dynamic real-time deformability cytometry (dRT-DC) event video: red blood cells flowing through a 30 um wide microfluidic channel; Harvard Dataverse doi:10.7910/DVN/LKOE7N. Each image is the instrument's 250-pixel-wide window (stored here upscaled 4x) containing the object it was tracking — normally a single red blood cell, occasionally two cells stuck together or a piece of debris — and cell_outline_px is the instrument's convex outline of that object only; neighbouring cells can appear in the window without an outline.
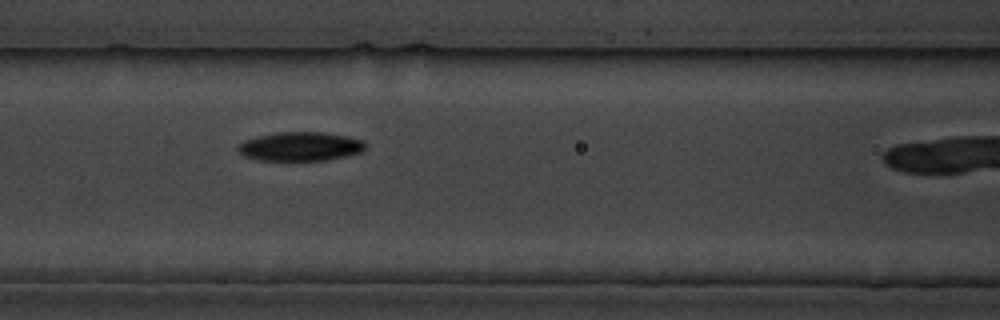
{"species": "common noctule bat (a hibernating species)", "species_latin": "Nyctalus noctula", "temperature_condition": "cold", "stored_images_in_passage": 6, "camera_frame_rate_fps": 3000, "um_per_image_px": 0.085, "animal": {"sex": "male", "body_mass_g": 19.5, "forearm_length_mm": 54.6}, "frame": {"image": 1, "passage_image": 5, "time_ms": 4.333, "image_size_px": [1000, 320], "cell_outline_px": [[368, 144], [364, 152], [324, 160], [260, 160], [244, 156], [236, 148], [244, 140], [256, 136], [276, 132], [320, 132], [344, 136], [364, 140]], "centroid_in_image_um": [25.54, 12.44], "position_along_channel_um": 141.1, "area_um2": 21.5}}